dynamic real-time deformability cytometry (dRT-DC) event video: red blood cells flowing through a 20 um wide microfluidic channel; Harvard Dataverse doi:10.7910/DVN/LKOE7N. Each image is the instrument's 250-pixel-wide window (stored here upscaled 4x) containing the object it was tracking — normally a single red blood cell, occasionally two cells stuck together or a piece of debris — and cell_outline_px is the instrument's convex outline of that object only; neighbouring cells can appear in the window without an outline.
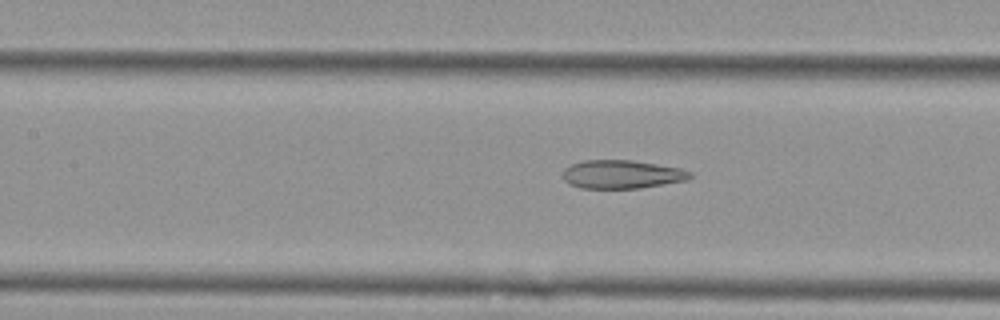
{"species": "Egyptian fruit bat (a non-hibernating species)", "species_latin": "Rousettus aegyptiacus", "temperature_condition": "cold", "stored_images_in_passage": 30, "camera_frame_rate_fps": 3000, "um_per_image_px": 0.085, "animal": {"sex": "female"}, "frame": {"image": 1, "passage_image": 10, "time_ms": 3.0, "image_size_px": [1000, 320], "cell_outline_px": [[692, 176], [684, 180], [640, 188], [580, 188], [568, 184], [564, 180], [564, 168], [572, 164], [584, 160], [632, 160], [680, 168], [692, 172]], "centroid_in_image_um": [52.82, 14.81], "position_along_channel_um": 154.6, "area_um2": 20.92}}
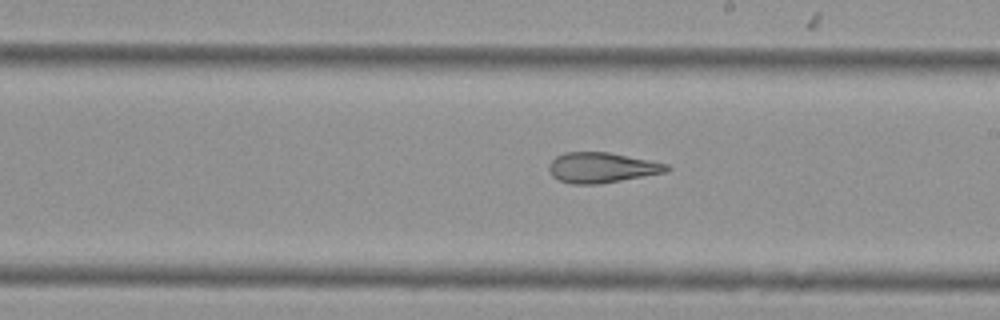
{"frame": {"image": 2, "passage_image": 17, "time_ms": 5.333, "image_size_px": [1000, 320], "cell_outline_px": [[672, 168], [668, 172], [600, 184], [572, 184], [560, 180], [552, 176], [548, 168], [548, 164], [556, 156], [564, 152], [608, 152], [668, 164]], "centroid_in_image_um": [51.15, 14.25], "position_along_channel_um": 237.8, "area_um2": 20.87}}
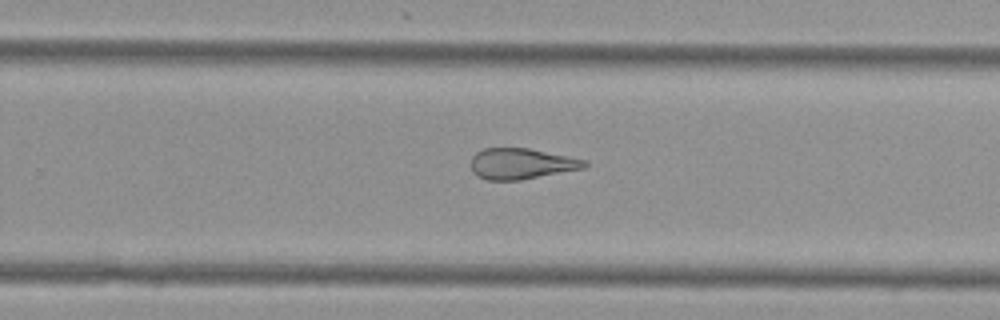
{"frame": {"image": 3, "passage_image": 21, "time_ms": 6.667, "image_size_px": [1000, 320], "cell_outline_px": [[588, 164], [584, 168], [520, 180], [488, 180], [476, 176], [472, 172], [472, 156], [476, 152], [484, 148], [528, 148], [588, 160]], "centroid_in_image_um": [44.31, 13.91], "position_along_channel_um": 285.5, "area_um2": 20.4}}